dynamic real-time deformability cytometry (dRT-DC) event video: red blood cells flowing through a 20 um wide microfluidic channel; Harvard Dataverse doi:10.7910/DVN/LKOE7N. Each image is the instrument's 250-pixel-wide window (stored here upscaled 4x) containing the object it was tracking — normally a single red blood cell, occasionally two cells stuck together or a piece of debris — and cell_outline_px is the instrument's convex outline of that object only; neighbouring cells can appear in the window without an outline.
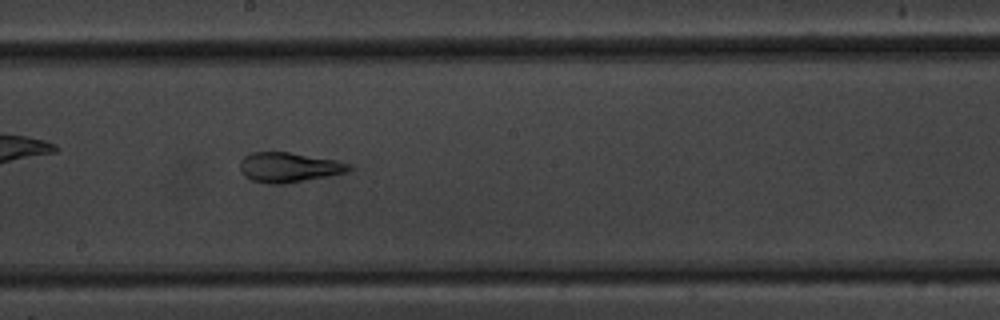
{"species": "common noctule bat (a hibernating species)", "species_latin": "Nyctalus noctula", "temperature_condition": "warm", "stored_images_in_passage": 57, "camera_frame_rate_fps": 3000, "um_per_image_px": 0.085, "animal": {"sex": "male", "body_mass_g": 20.1, "forearm_length_mm": 53.5}, "frame": {"image": 1, "passage_image": 31, "time_ms": 10.0, "image_size_px": [1000, 320], "cell_outline_px": [[352, 168], [348, 172], [328, 176], [284, 184], [268, 184], [252, 180], [244, 176], [240, 172], [240, 160], [244, 156], [252, 152], [288, 152], [336, 160], [352, 164]], "centroid_in_image_um": [24.54, 14.23], "position_along_channel_um": 223.7, "area_um2": 19.07}}
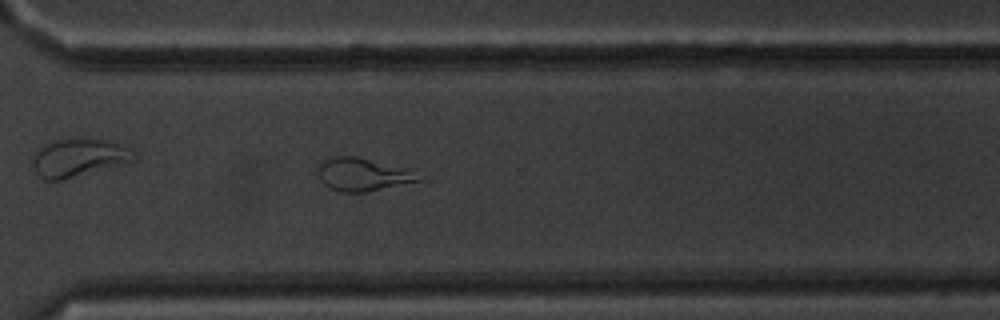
{"frame": {"image": 2, "passage_image": 41, "time_ms": 13.333, "image_size_px": [1000, 320], "cell_outline_px": [[428, 176], [424, 180], [368, 192], [340, 192], [328, 188], [320, 180], [316, 168], [320, 160], [336, 156], [356, 156], [412, 168]], "centroid_in_image_um": [30.94, 14.82], "position_along_channel_um": 339.7, "area_um2": 20.4}}
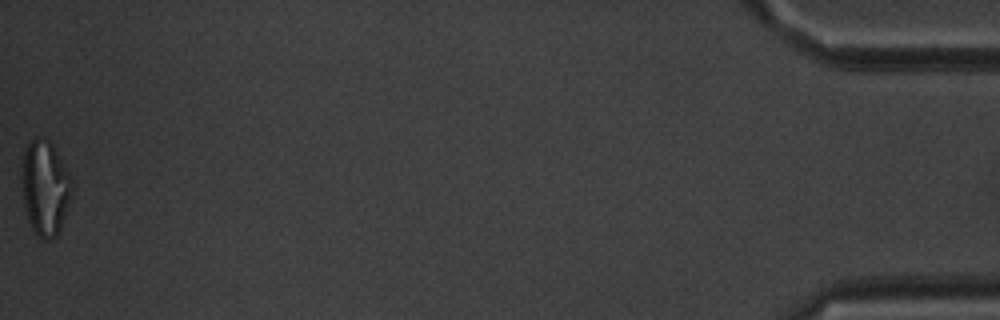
{"frame": {"image": 3, "passage_image": 57, "time_ms": 18.667, "image_size_px": [1000, 320], "cell_outline_px": [[72, 196], [60, 232], [56, 236], [48, 240], [44, 240], [32, 228], [28, 220], [24, 204], [20, 184], [20, 160], [28, 144], [36, 136], [48, 140], [52, 144], [68, 172], [72, 180]], "centroid_in_image_um": [3.81, 15.96], "position_along_channel_um": 431.4, "area_um2": 28.21}, "authors_computed_cell_mechanics": {"area_um2": 25.2008, "velocity_mm_per_s": 3.4866, "shape_relaxation_time_tau1_ms": null, "shape_relaxation_time_tau2_ms": 1.7939, "deformation_change_tau1": null, "deformation_change_tau2": 0.0592}}